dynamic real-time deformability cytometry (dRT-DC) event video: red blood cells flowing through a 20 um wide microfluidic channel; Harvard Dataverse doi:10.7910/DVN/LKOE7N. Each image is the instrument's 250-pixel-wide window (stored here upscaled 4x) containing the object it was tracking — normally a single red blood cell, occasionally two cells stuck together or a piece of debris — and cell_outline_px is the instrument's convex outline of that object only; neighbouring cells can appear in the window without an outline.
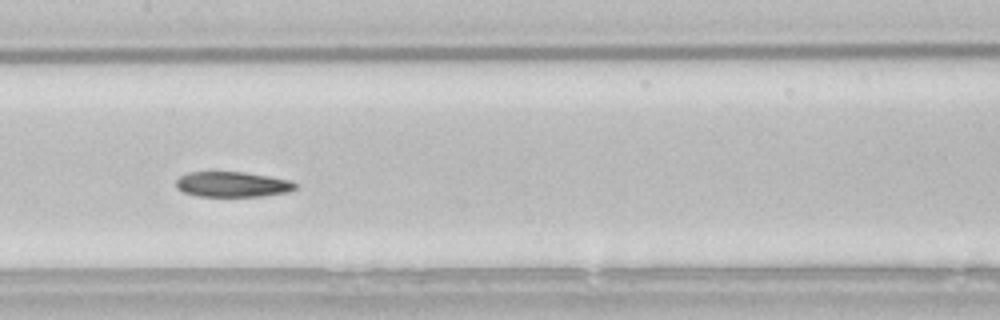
{"species": "common noctule bat (a hibernating species)", "species_latin": "Nyctalus noctula", "temperature_condition": "room temperature", "stored_images_in_passage": 39, "camera_frame_rate_fps": 3000, "um_per_image_px": 0.085, "animal": {"sex": "male", "body_mass_g": 21.5, "forearm_length_mm": 52.0}, "frame": {"image": 1, "passage_image": 12, "time_ms": 3.667, "image_size_px": [1000, 320], "cell_outline_px": [[296, 188], [288, 192], [264, 196], [196, 196], [184, 192], [176, 188], [176, 180], [180, 176], [188, 172], [244, 172], [268, 176], [288, 180], [296, 184]], "centroid_in_image_um": [19.73, 15.67], "position_along_channel_um": 187.7, "area_um2": 17.51}, "authors_computed_cell_mechanics": {"area_um2": 18.5538, "velocity_mm_per_s": 3.7991, "shape_relaxation_time_tau1_ms": 8.3768, "shape_relaxation_time_tau2_ms": 5.6549, "deformation_change_tau1": 0.1771, "deformation_change_tau2": 0.1229}}